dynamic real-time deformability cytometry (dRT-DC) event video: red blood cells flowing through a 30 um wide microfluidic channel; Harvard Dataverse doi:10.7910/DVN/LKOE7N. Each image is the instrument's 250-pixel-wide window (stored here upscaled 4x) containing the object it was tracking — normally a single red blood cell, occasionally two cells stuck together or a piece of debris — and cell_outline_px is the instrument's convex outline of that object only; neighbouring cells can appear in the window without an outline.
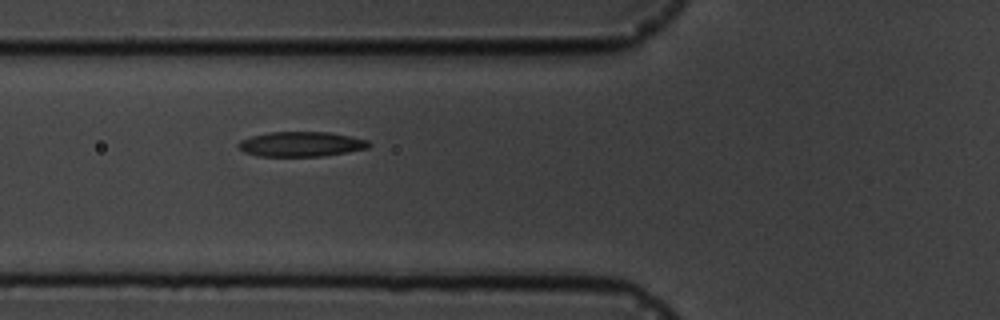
{"species": "common noctule bat (a hibernating species)", "species_latin": "Nyctalus noctula", "temperature_condition": "cold", "stored_images_in_passage": 2, "camera_frame_rate_fps": 3000, "um_per_image_px": 0.085, "animal": {"sex": "male", "body_mass_g": 19.5, "forearm_length_mm": 54.6}, "frame": {"image": 1, "passage_image": 2, "time_ms": 2.0, "image_size_px": [1000, 320], "cell_outline_px": [[372, 144], [368, 148], [348, 152], [324, 156], [256, 156], [244, 152], [236, 144], [240, 140], [252, 136], [272, 132], [328, 132], [368, 140]], "centroid_in_image_um": [25.59, 12.26], "position_along_channel_um": 100.2, "area_um2": 18.9}}